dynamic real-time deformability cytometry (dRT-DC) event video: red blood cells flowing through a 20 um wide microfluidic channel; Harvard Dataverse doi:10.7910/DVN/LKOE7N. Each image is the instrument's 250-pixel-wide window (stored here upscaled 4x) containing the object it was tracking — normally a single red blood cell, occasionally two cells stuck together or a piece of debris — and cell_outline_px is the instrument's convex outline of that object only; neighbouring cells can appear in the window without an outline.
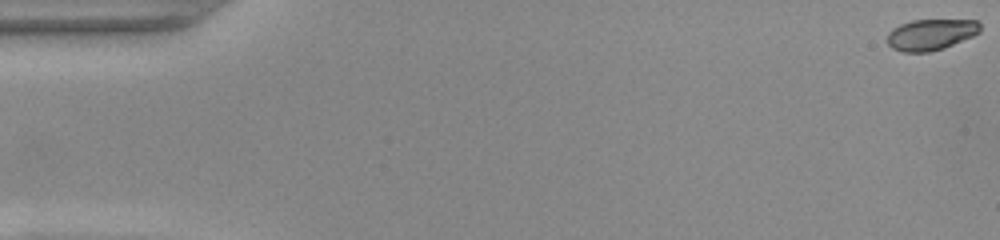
{"species": "common noctule bat (a hibernating species)", "species_latin": "Nyctalus noctula", "temperature_condition": "warm", "stored_images_in_passage": 53, "camera_frame_rate_fps": 3000, "um_per_image_px": 0.085, "animal": {"sex": "female", "body_mass_g": 22.0, "forearm_length_mm": 56.7}, "frame": {"image": 1, "passage_image": 1, "time_ms": 0.0, "image_size_px": [1000, 240], "cell_outline_px": [[980, 32], [972, 36], [944, 48], [928, 52], [904, 52], [892, 48], [888, 44], [888, 32], [892, 28], [900, 24], [912, 20], [976, 20], [980, 24]], "centroid_in_image_um": [79.11, 2.93], "position_along_channel_um": 5.9, "area_um2": 16.76}}
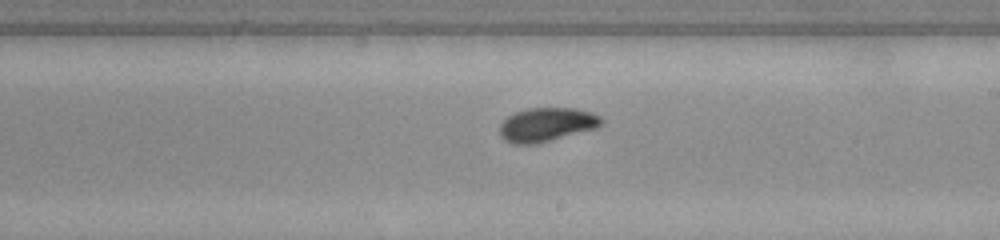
{"frame": {"image": 2, "passage_image": 31, "time_ms": 10.0, "image_size_px": [1000, 240], "cell_outline_px": [[600, 124], [596, 128], [536, 144], [512, 144], [504, 140], [500, 136], [500, 124], [508, 116], [516, 112], [528, 108], [576, 108], [592, 112], [600, 116]], "centroid_in_image_um": [46.43, 10.59], "position_along_channel_um": 242.6, "area_um2": 19.94}}
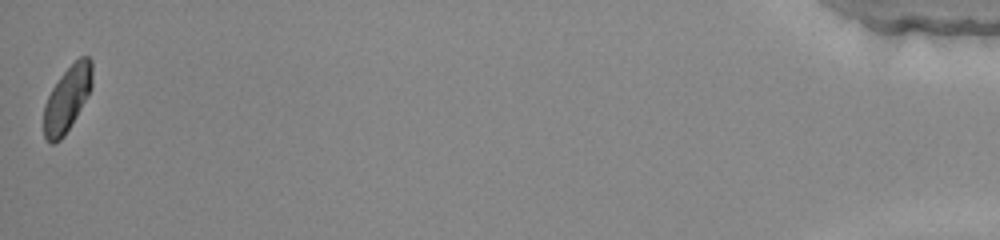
{"frame": {"image": 3, "passage_image": 53, "time_ms": 17.333, "image_size_px": [1000, 240], "cell_outline_px": [[92, 88], [76, 116], [64, 136], [60, 140], [52, 144], [44, 136], [44, 104], [52, 88], [60, 76], [80, 56], [88, 56], [92, 60]], "centroid_in_image_um": [5.72, 8.38], "position_along_channel_um": 429.5, "area_um2": 18.26}, "authors_computed_cell_mechanics": {"area_um2": 18.785, "velocity_mm_per_s": 3.8996, "shape_relaxation_time_tau1_ms": 2.8897, "shape_relaxation_time_tau2_ms": 0.877, "deformation_change_tau1": 0.1282, "deformation_change_tau2": 0.0405}}